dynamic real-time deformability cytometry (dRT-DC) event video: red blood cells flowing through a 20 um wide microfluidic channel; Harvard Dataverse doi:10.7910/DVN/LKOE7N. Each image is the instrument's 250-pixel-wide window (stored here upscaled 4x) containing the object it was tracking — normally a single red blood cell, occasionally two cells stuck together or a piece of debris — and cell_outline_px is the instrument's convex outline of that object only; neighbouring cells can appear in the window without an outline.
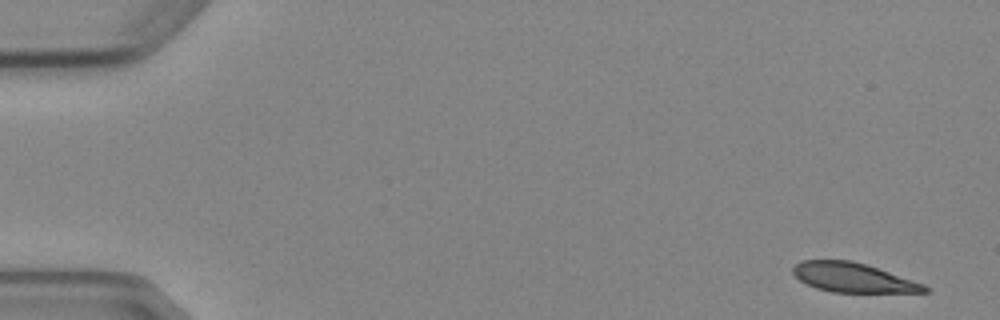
{"species": "Egyptian fruit bat (a non-hibernating species)", "species_latin": "Rousettus aegyptiacus", "temperature_condition": "cold", "stored_images_in_passage": 6, "camera_frame_rate_fps": 3000, "um_per_image_px": 0.085, "animal": {"sex": "female"}, "frame": {"image": 1, "passage_image": 1, "time_ms": 0.0, "image_size_px": [1000, 320], "cell_outline_px": [[928, 292], [832, 292], [816, 288], [800, 280], [792, 272], [792, 268], [800, 260], [852, 260], [924, 284], [928, 288]], "centroid_in_image_um": [72.46, 23.59], "position_along_channel_um": 12.5, "area_um2": 22.14}}
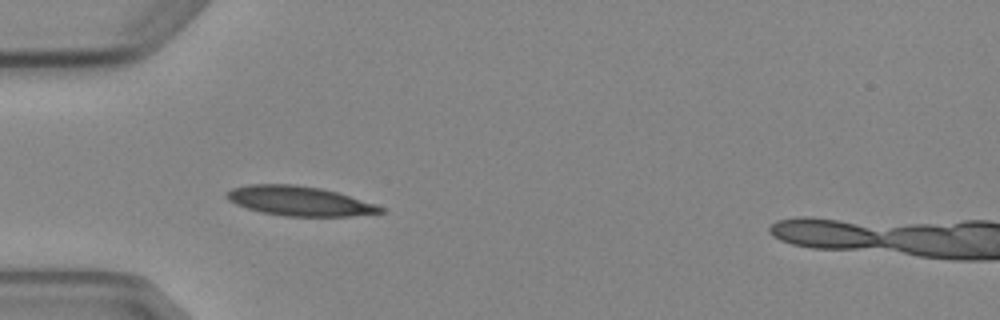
{"frame": {"image": 2, "passage_image": 5, "time_ms": 4.667, "image_size_px": [1000, 320], "cell_outline_px": [[388, 212], [352, 216], [284, 216], [260, 212], [236, 204], [228, 200], [224, 196], [232, 188], [248, 184], [296, 184], [320, 188], [336, 192], [376, 204], [384, 208]], "centroid_in_image_um": [25.46, 17.08], "position_along_channel_um": 59.5, "area_um2": 26.53}}
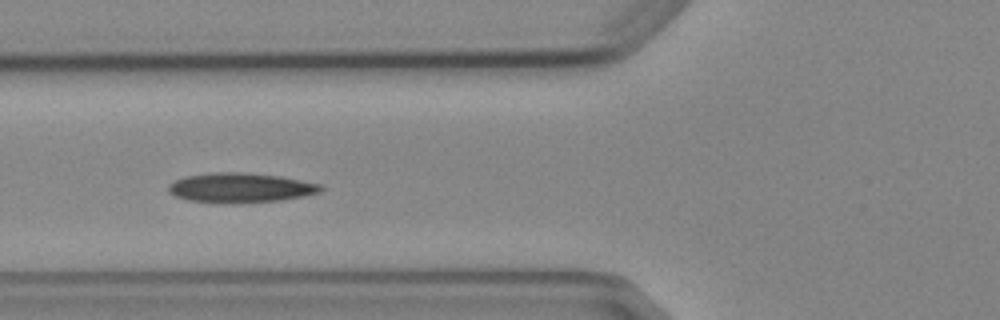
{"frame": {"image": 3, "passage_image": 6, "time_ms": 6.0, "image_size_px": [1000, 320], "cell_outline_px": [[324, 188], [320, 192], [304, 196], [284, 200], [212, 204], [188, 200], [176, 196], [168, 192], [168, 184], [176, 180], [188, 176], [216, 172], [240, 172], [280, 176], [320, 184]], "centroid_in_image_um": [20.43, 15.97], "position_along_channel_um": 105.4, "area_um2": 26.36}}